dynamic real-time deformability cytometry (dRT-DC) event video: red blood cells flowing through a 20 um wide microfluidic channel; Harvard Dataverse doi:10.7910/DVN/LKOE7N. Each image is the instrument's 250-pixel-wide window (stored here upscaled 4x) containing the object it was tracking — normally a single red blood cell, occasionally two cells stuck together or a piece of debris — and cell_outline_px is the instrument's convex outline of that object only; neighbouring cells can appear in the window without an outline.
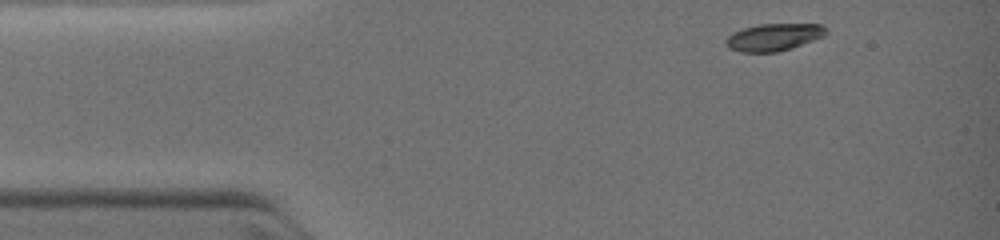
{"species": "common noctule bat (a hibernating species)", "species_latin": "Nyctalus noctula", "temperature_condition": "warm", "stored_images_in_passage": 13, "camera_frame_rate_fps": 3000, "um_per_image_px": 0.085, "animal": {"sex": "female", "body_mass_g": 19.0, "forearm_length_mm": 51.5}, "frame": {"image": 1, "passage_image": 1, "time_ms": 0.0, "image_size_px": [1000, 240], "cell_outline_px": [[828, 32], [824, 36], [792, 48], [776, 52], [740, 52], [728, 48], [724, 40], [732, 32], [744, 28], [760, 24], [820, 24], [828, 28]], "centroid_in_image_um": [65.77, 3.16], "position_along_channel_um": 19.2, "area_um2": 16.01}}
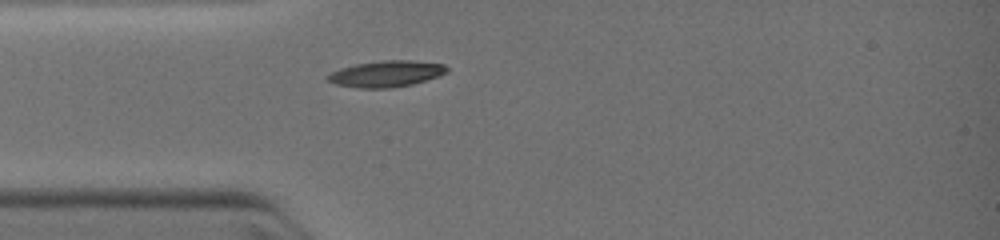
{"frame": {"image": 2, "passage_image": 11, "time_ms": 2.0, "image_size_px": [1000, 240], "cell_outline_px": [[448, 72], [440, 76], [412, 84], [392, 88], [360, 88], [336, 84], [328, 80], [328, 76], [332, 72], [340, 68], [356, 64], [384, 60], [412, 60], [444, 64], [448, 68]], "centroid_in_image_um": [32.88, 6.27], "position_along_channel_um": 52.1, "area_um2": 18.15}}